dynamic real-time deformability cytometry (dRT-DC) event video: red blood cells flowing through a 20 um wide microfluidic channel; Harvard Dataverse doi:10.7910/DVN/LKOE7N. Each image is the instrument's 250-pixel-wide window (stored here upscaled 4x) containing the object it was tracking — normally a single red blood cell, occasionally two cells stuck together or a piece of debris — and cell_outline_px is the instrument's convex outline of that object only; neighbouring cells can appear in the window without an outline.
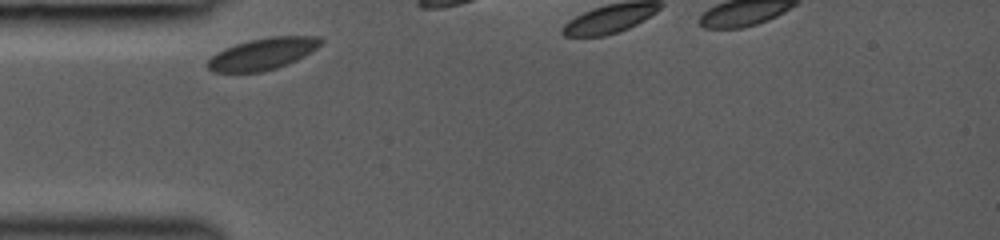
{"species": "common noctule bat (a hibernating species)", "species_latin": "Nyctalus noctula", "temperature_condition": "room temperature", "stored_images_in_passage": 6, "camera_frame_rate_fps": 3000, "um_per_image_px": 0.085, "animal": {"sex": "female", "body_mass_g": 19.0, "forearm_length_mm": 53.3}, "frame": {"image": 1, "passage_image": 1, "time_ms": 0.0, "image_size_px": [1000, 240], "cell_outline_px": [[324, 40], [316, 48], [304, 56], [288, 64], [276, 68], [260, 72], [212, 72], [204, 64], [216, 52], [224, 48], [236, 44], [252, 40], [272, 36], [320, 36]], "centroid_in_image_um": [22.31, 4.58], "position_along_channel_um": 62.7, "area_um2": 20.87}}
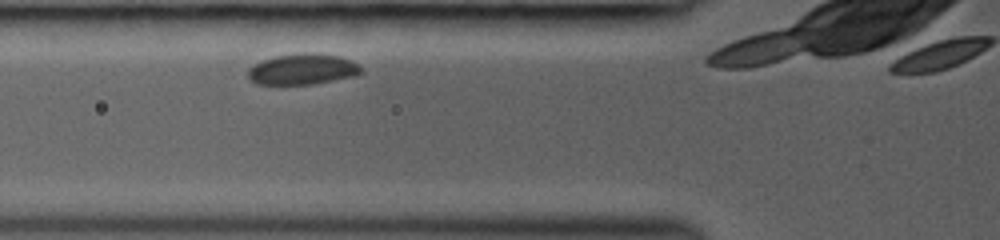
{"frame": {"image": 2, "passage_image": 3, "time_ms": 1.0, "image_size_px": [1000, 240], "cell_outline_px": [[364, 72], [356, 76], [312, 84], [256, 84], [248, 80], [248, 68], [260, 60], [276, 56], [300, 52], [316, 52], [340, 56], [352, 60]], "centroid_in_image_um": [25.7, 5.87], "position_along_channel_um": 100.1, "area_um2": 20.69}}